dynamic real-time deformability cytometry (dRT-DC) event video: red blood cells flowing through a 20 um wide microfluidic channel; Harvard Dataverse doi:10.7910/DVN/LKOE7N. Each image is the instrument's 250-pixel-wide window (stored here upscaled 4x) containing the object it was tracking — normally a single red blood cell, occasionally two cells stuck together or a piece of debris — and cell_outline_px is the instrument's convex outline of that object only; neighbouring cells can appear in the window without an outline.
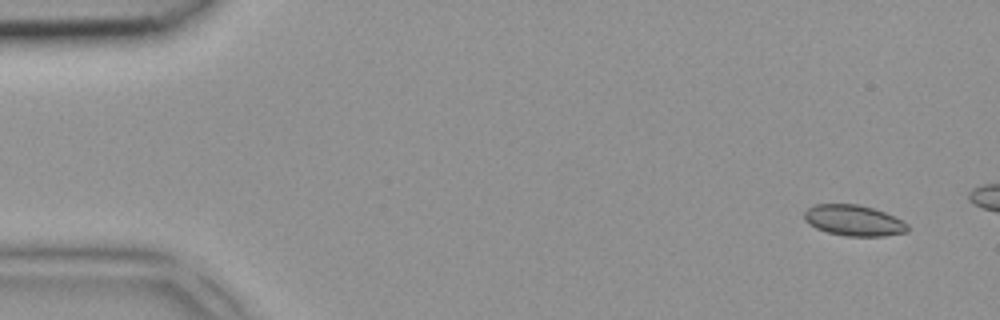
{"species": "common noctule bat (a hibernating species)", "species_latin": "Nyctalus noctula", "temperature_condition": "room temperature", "stored_images_in_passage": 4, "camera_frame_rate_fps": 3000, "um_per_image_px": 0.085, "animal": {"sex": "female", "body_mass_g": 18.4}, "frame": {"image": 1, "passage_image": 1, "time_ms": 0.0, "image_size_px": [1000, 320], "cell_outline_px": [[908, 232], [884, 236], [844, 236], [828, 232], [816, 228], [808, 224], [804, 220], [804, 212], [808, 208], [816, 204], [856, 204], [872, 208], [884, 212], [908, 224]], "centroid_in_image_um": [72.54, 18.74], "position_along_channel_um": 12.5, "area_um2": 18.5}}